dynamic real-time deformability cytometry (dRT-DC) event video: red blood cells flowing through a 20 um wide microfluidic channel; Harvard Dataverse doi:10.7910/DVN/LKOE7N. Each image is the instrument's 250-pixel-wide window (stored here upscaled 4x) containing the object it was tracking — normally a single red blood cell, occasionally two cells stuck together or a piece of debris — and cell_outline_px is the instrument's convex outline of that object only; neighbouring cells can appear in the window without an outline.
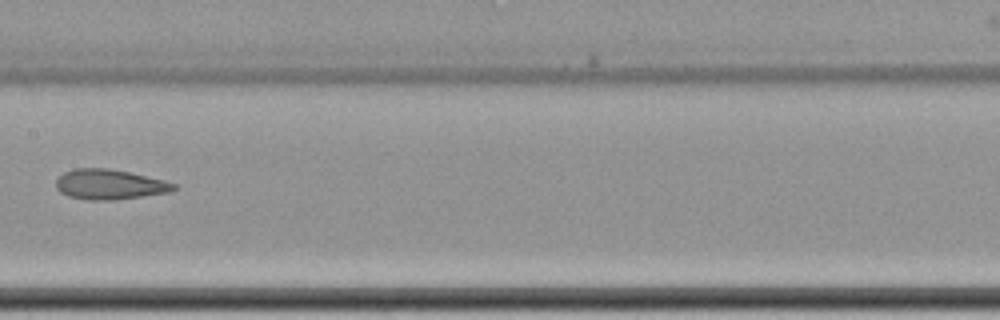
{"species": "common noctule bat (a hibernating species)", "species_latin": "Nyctalus noctula", "temperature_condition": "cold", "stored_images_in_passage": 10, "camera_frame_rate_fps": 3000, "um_per_image_px": 0.085, "animal": {"sex": "female", "body_mass_g": 22.7, "forearm_length_mm": 54.2}, "frame": {"image": 1, "passage_image": 10, "time_ms": 11.333, "image_size_px": [1000, 320], "cell_outline_px": [[176, 188], [168, 192], [116, 200], [88, 200], [68, 196], [60, 192], [56, 188], [56, 180], [64, 172], [76, 168], [108, 168], [128, 172], [164, 180], [176, 184]], "centroid_in_image_um": [9.28, 15.68], "position_along_channel_um": 198.1, "area_um2": 20.52}}